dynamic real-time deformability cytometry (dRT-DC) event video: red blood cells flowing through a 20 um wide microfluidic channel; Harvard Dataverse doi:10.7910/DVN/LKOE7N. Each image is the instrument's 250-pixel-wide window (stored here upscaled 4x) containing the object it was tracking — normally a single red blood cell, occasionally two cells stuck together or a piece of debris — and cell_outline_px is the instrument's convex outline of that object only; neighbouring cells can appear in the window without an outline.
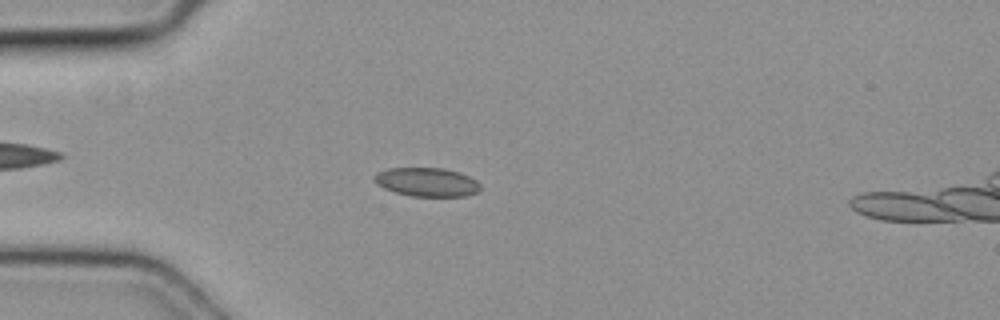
{"species": "common noctule bat (a hibernating species)", "species_latin": "Nyctalus noctula", "temperature_condition": "cold", "stored_images_in_passage": 4, "camera_frame_rate_fps": 3000, "um_per_image_px": 0.085, "animal": {"sex": "female", "body_mass_g": 19.3, "forearm_length_mm": 54.1}, "frame": {"image": 1, "passage_image": 4, "time_ms": 1.0, "image_size_px": [1000, 320], "cell_outline_px": [[480, 188], [476, 192], [464, 196], [412, 196], [396, 192], [384, 188], [376, 184], [376, 172], [388, 168], [444, 168], [468, 176], [476, 180], [480, 184]], "centroid_in_image_um": [36.27, 15.47], "position_along_channel_um": 48.7, "area_um2": 17.51}}